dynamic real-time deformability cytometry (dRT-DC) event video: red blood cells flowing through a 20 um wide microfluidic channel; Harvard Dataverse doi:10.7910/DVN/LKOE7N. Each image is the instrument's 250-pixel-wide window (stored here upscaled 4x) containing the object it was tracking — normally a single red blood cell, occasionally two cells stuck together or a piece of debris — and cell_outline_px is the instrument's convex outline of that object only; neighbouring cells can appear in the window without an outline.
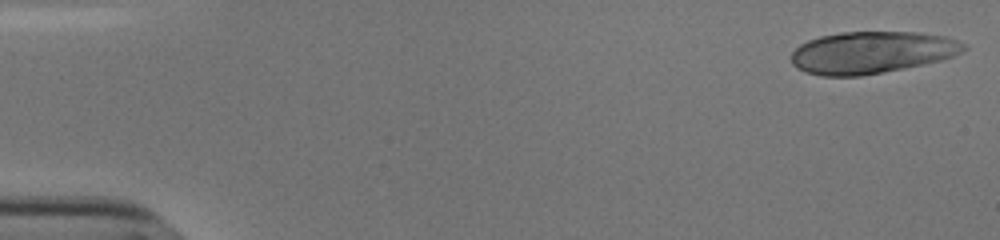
{"species": "human", "species_latin": "Homo sapiens", "temperature_condition": "cold", "stored_images_in_passage": 43, "camera_frame_rate_fps": 3000, "um_per_image_px": 0.085, "donor": {"sex": "male"}, "frame": {"image": 1, "passage_image": 1, "time_ms": 0.0, "image_size_px": [1000, 240], "cell_outline_px": [[968, 48], [952, 56], [940, 60], [904, 68], [884, 72], [860, 76], [820, 76], [804, 72], [796, 68], [792, 64], [792, 52], [800, 44], [808, 40], [820, 36], [840, 32], [916, 32], [944, 36], [968, 44]], "centroid_in_image_um": [74.07, 4.46], "position_along_channel_um": 10.9, "area_um2": 42.31}}
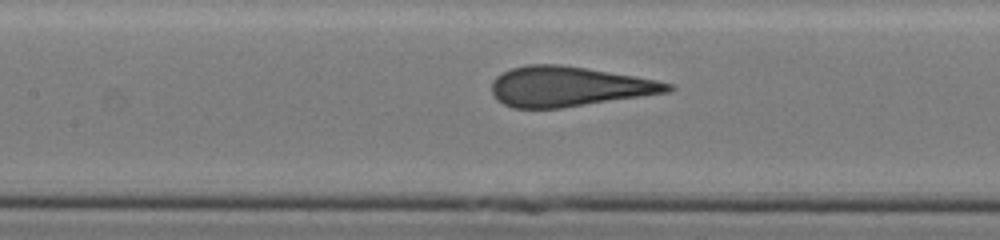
{"frame": {"image": 2, "passage_image": 24, "time_ms": 7.667, "image_size_px": [1000, 240], "cell_outline_px": [[676, 88], [672, 92], [560, 108], [512, 108], [496, 100], [492, 92], [492, 80], [496, 76], [512, 68], [528, 64], [560, 64], [636, 76], [676, 84]], "centroid_in_image_um": [48.39, 7.35], "position_along_channel_um": 159.0, "area_um2": 41.21}}
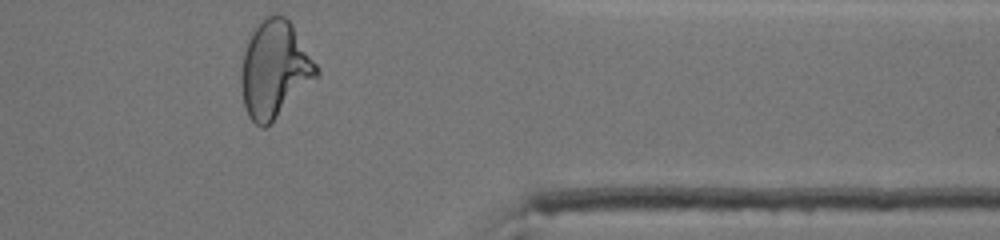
{"frame": {"image": 3, "passage_image": 43, "time_ms": 14.0, "image_size_px": [1000, 240], "cell_outline_px": [[320, 76], [264, 128], [260, 128], [248, 116], [244, 104], [240, 80], [240, 68], [244, 52], [248, 40], [260, 16], [284, 16], [292, 24], [316, 64], [320, 72]], "centroid_in_image_um": [23.33, 5.88], "position_along_channel_um": 388.1, "area_um2": 42.37}}